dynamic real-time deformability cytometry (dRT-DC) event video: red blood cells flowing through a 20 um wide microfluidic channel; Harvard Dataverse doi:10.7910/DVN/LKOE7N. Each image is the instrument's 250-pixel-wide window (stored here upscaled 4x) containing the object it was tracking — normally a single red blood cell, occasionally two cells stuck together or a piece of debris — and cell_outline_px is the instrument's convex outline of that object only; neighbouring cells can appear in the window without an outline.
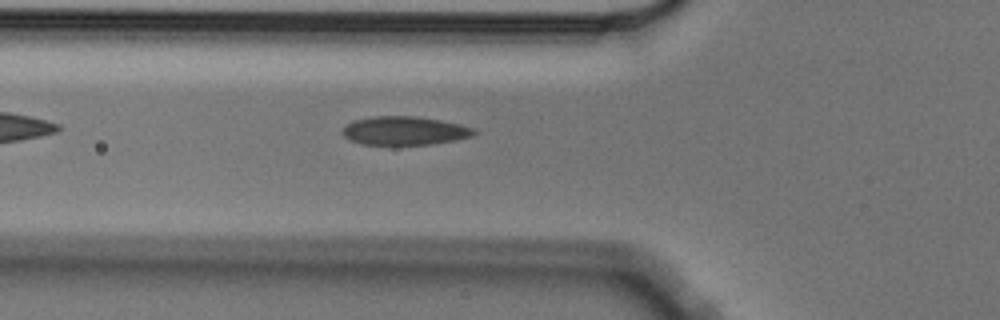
{"species": "Egyptian fruit bat (a non-hibernating species)", "species_latin": "Rousettus aegyptiacus", "temperature_condition": "cold", "stored_images_in_passage": 6, "camera_frame_rate_fps": 3000, "um_per_image_px": 0.085, "animal": {"sex": "male"}, "frame": {"image": 1, "passage_image": 6, "time_ms": 1.667, "image_size_px": [1000, 320], "cell_outline_px": [[480, 132], [472, 136], [456, 140], [432, 144], [360, 144], [348, 140], [340, 132], [340, 128], [352, 120], [372, 116], [416, 116], [440, 120], [460, 124], [476, 128]], "centroid_in_image_um": [34.37, 11.1], "position_along_channel_um": 91.4, "area_um2": 22.31}}